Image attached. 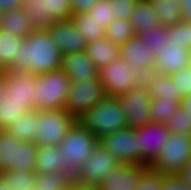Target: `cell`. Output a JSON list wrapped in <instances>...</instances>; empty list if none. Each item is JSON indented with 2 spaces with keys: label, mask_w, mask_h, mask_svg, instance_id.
<instances>
[{
  "label": "cell",
  "mask_w": 191,
  "mask_h": 190,
  "mask_svg": "<svg viewBox=\"0 0 191 190\" xmlns=\"http://www.w3.org/2000/svg\"><path fill=\"white\" fill-rule=\"evenodd\" d=\"M62 53L46 29L33 30L19 45L18 71L34 74L61 68Z\"/></svg>",
  "instance_id": "1"
},
{
  "label": "cell",
  "mask_w": 191,
  "mask_h": 190,
  "mask_svg": "<svg viewBox=\"0 0 191 190\" xmlns=\"http://www.w3.org/2000/svg\"><path fill=\"white\" fill-rule=\"evenodd\" d=\"M77 121L98 139L128 126L121 104L114 96H105Z\"/></svg>",
  "instance_id": "2"
},
{
  "label": "cell",
  "mask_w": 191,
  "mask_h": 190,
  "mask_svg": "<svg viewBox=\"0 0 191 190\" xmlns=\"http://www.w3.org/2000/svg\"><path fill=\"white\" fill-rule=\"evenodd\" d=\"M71 82L61 69L36 74L35 109H63Z\"/></svg>",
  "instance_id": "3"
},
{
  "label": "cell",
  "mask_w": 191,
  "mask_h": 190,
  "mask_svg": "<svg viewBox=\"0 0 191 190\" xmlns=\"http://www.w3.org/2000/svg\"><path fill=\"white\" fill-rule=\"evenodd\" d=\"M145 75L142 70L133 67L121 57L98 69V77L105 89L106 96L117 97L124 92L142 86Z\"/></svg>",
  "instance_id": "4"
},
{
  "label": "cell",
  "mask_w": 191,
  "mask_h": 190,
  "mask_svg": "<svg viewBox=\"0 0 191 190\" xmlns=\"http://www.w3.org/2000/svg\"><path fill=\"white\" fill-rule=\"evenodd\" d=\"M97 144L98 138L76 120L58 144L66 158V173L73 178Z\"/></svg>",
  "instance_id": "5"
},
{
  "label": "cell",
  "mask_w": 191,
  "mask_h": 190,
  "mask_svg": "<svg viewBox=\"0 0 191 190\" xmlns=\"http://www.w3.org/2000/svg\"><path fill=\"white\" fill-rule=\"evenodd\" d=\"M37 144L20 141L7 130H0V173L20 169L35 172Z\"/></svg>",
  "instance_id": "6"
},
{
  "label": "cell",
  "mask_w": 191,
  "mask_h": 190,
  "mask_svg": "<svg viewBox=\"0 0 191 190\" xmlns=\"http://www.w3.org/2000/svg\"><path fill=\"white\" fill-rule=\"evenodd\" d=\"M191 158V134L170 132L161 152L149 166L155 172L178 175Z\"/></svg>",
  "instance_id": "7"
},
{
  "label": "cell",
  "mask_w": 191,
  "mask_h": 190,
  "mask_svg": "<svg viewBox=\"0 0 191 190\" xmlns=\"http://www.w3.org/2000/svg\"><path fill=\"white\" fill-rule=\"evenodd\" d=\"M76 119L65 109L37 110L34 143L58 146Z\"/></svg>",
  "instance_id": "8"
},
{
  "label": "cell",
  "mask_w": 191,
  "mask_h": 190,
  "mask_svg": "<svg viewBox=\"0 0 191 190\" xmlns=\"http://www.w3.org/2000/svg\"><path fill=\"white\" fill-rule=\"evenodd\" d=\"M21 8L33 30L47 29L71 17V0H24Z\"/></svg>",
  "instance_id": "9"
},
{
  "label": "cell",
  "mask_w": 191,
  "mask_h": 190,
  "mask_svg": "<svg viewBox=\"0 0 191 190\" xmlns=\"http://www.w3.org/2000/svg\"><path fill=\"white\" fill-rule=\"evenodd\" d=\"M105 96V89L98 76L86 81L71 82L64 109L77 120Z\"/></svg>",
  "instance_id": "10"
},
{
  "label": "cell",
  "mask_w": 191,
  "mask_h": 190,
  "mask_svg": "<svg viewBox=\"0 0 191 190\" xmlns=\"http://www.w3.org/2000/svg\"><path fill=\"white\" fill-rule=\"evenodd\" d=\"M98 143L120 163L144 164L137 143V128L129 126L98 139Z\"/></svg>",
  "instance_id": "11"
},
{
  "label": "cell",
  "mask_w": 191,
  "mask_h": 190,
  "mask_svg": "<svg viewBox=\"0 0 191 190\" xmlns=\"http://www.w3.org/2000/svg\"><path fill=\"white\" fill-rule=\"evenodd\" d=\"M119 164V160L98 143L84 163L78 168V172L73 177V182L85 185H98Z\"/></svg>",
  "instance_id": "12"
},
{
  "label": "cell",
  "mask_w": 191,
  "mask_h": 190,
  "mask_svg": "<svg viewBox=\"0 0 191 190\" xmlns=\"http://www.w3.org/2000/svg\"><path fill=\"white\" fill-rule=\"evenodd\" d=\"M117 99L121 104L122 112L126 115L129 127L137 128L152 121L149 113L152 98L144 84L120 94Z\"/></svg>",
  "instance_id": "13"
},
{
  "label": "cell",
  "mask_w": 191,
  "mask_h": 190,
  "mask_svg": "<svg viewBox=\"0 0 191 190\" xmlns=\"http://www.w3.org/2000/svg\"><path fill=\"white\" fill-rule=\"evenodd\" d=\"M169 134V129L160 122L151 121L137 127V143L141 152V161L148 167L158 157Z\"/></svg>",
  "instance_id": "14"
},
{
  "label": "cell",
  "mask_w": 191,
  "mask_h": 190,
  "mask_svg": "<svg viewBox=\"0 0 191 190\" xmlns=\"http://www.w3.org/2000/svg\"><path fill=\"white\" fill-rule=\"evenodd\" d=\"M36 74L29 71L6 70V95L28 109H35L34 82Z\"/></svg>",
  "instance_id": "15"
},
{
  "label": "cell",
  "mask_w": 191,
  "mask_h": 190,
  "mask_svg": "<svg viewBox=\"0 0 191 190\" xmlns=\"http://www.w3.org/2000/svg\"><path fill=\"white\" fill-rule=\"evenodd\" d=\"M62 54L84 51L87 41L71 18L56 21L46 29Z\"/></svg>",
  "instance_id": "16"
},
{
  "label": "cell",
  "mask_w": 191,
  "mask_h": 190,
  "mask_svg": "<svg viewBox=\"0 0 191 190\" xmlns=\"http://www.w3.org/2000/svg\"><path fill=\"white\" fill-rule=\"evenodd\" d=\"M190 50L174 41H165L155 55L153 72L158 74H171L187 67L190 60Z\"/></svg>",
  "instance_id": "17"
},
{
  "label": "cell",
  "mask_w": 191,
  "mask_h": 190,
  "mask_svg": "<svg viewBox=\"0 0 191 190\" xmlns=\"http://www.w3.org/2000/svg\"><path fill=\"white\" fill-rule=\"evenodd\" d=\"M146 164L120 163L98 184L100 190H134Z\"/></svg>",
  "instance_id": "18"
},
{
  "label": "cell",
  "mask_w": 191,
  "mask_h": 190,
  "mask_svg": "<svg viewBox=\"0 0 191 190\" xmlns=\"http://www.w3.org/2000/svg\"><path fill=\"white\" fill-rule=\"evenodd\" d=\"M120 57L125 62L131 64L135 68H139L145 74L152 72L155 63V54L148 49L138 35L128 39L125 43L120 44Z\"/></svg>",
  "instance_id": "19"
},
{
  "label": "cell",
  "mask_w": 191,
  "mask_h": 190,
  "mask_svg": "<svg viewBox=\"0 0 191 190\" xmlns=\"http://www.w3.org/2000/svg\"><path fill=\"white\" fill-rule=\"evenodd\" d=\"M60 69L72 82L86 81L98 76V68L84 51L62 54Z\"/></svg>",
  "instance_id": "20"
},
{
  "label": "cell",
  "mask_w": 191,
  "mask_h": 190,
  "mask_svg": "<svg viewBox=\"0 0 191 190\" xmlns=\"http://www.w3.org/2000/svg\"><path fill=\"white\" fill-rule=\"evenodd\" d=\"M144 85L151 98L172 99L177 102H181L183 98L170 74H158L152 71L145 75Z\"/></svg>",
  "instance_id": "21"
},
{
  "label": "cell",
  "mask_w": 191,
  "mask_h": 190,
  "mask_svg": "<svg viewBox=\"0 0 191 190\" xmlns=\"http://www.w3.org/2000/svg\"><path fill=\"white\" fill-rule=\"evenodd\" d=\"M35 173L66 172V158L61 154L59 146L37 144Z\"/></svg>",
  "instance_id": "22"
},
{
  "label": "cell",
  "mask_w": 191,
  "mask_h": 190,
  "mask_svg": "<svg viewBox=\"0 0 191 190\" xmlns=\"http://www.w3.org/2000/svg\"><path fill=\"white\" fill-rule=\"evenodd\" d=\"M84 52L98 69L120 57L119 45L106 37L88 42Z\"/></svg>",
  "instance_id": "23"
},
{
  "label": "cell",
  "mask_w": 191,
  "mask_h": 190,
  "mask_svg": "<svg viewBox=\"0 0 191 190\" xmlns=\"http://www.w3.org/2000/svg\"><path fill=\"white\" fill-rule=\"evenodd\" d=\"M24 39L0 29V71L18 70L19 45Z\"/></svg>",
  "instance_id": "24"
},
{
  "label": "cell",
  "mask_w": 191,
  "mask_h": 190,
  "mask_svg": "<svg viewBox=\"0 0 191 190\" xmlns=\"http://www.w3.org/2000/svg\"><path fill=\"white\" fill-rule=\"evenodd\" d=\"M0 29L14 36L25 37L33 28L21 7L1 11Z\"/></svg>",
  "instance_id": "25"
},
{
  "label": "cell",
  "mask_w": 191,
  "mask_h": 190,
  "mask_svg": "<svg viewBox=\"0 0 191 190\" xmlns=\"http://www.w3.org/2000/svg\"><path fill=\"white\" fill-rule=\"evenodd\" d=\"M129 20L136 35L160 24L158 15L149 0H139L130 12Z\"/></svg>",
  "instance_id": "26"
},
{
  "label": "cell",
  "mask_w": 191,
  "mask_h": 190,
  "mask_svg": "<svg viewBox=\"0 0 191 190\" xmlns=\"http://www.w3.org/2000/svg\"><path fill=\"white\" fill-rule=\"evenodd\" d=\"M37 109L27 110L25 113L18 115L6 130L11 133L15 138L20 141L34 142L36 135V122Z\"/></svg>",
  "instance_id": "27"
},
{
  "label": "cell",
  "mask_w": 191,
  "mask_h": 190,
  "mask_svg": "<svg viewBox=\"0 0 191 190\" xmlns=\"http://www.w3.org/2000/svg\"><path fill=\"white\" fill-rule=\"evenodd\" d=\"M72 182L64 171L35 173L33 190H69Z\"/></svg>",
  "instance_id": "28"
},
{
  "label": "cell",
  "mask_w": 191,
  "mask_h": 190,
  "mask_svg": "<svg viewBox=\"0 0 191 190\" xmlns=\"http://www.w3.org/2000/svg\"><path fill=\"white\" fill-rule=\"evenodd\" d=\"M70 18L87 43L105 37V28L87 12L77 13Z\"/></svg>",
  "instance_id": "29"
},
{
  "label": "cell",
  "mask_w": 191,
  "mask_h": 190,
  "mask_svg": "<svg viewBox=\"0 0 191 190\" xmlns=\"http://www.w3.org/2000/svg\"><path fill=\"white\" fill-rule=\"evenodd\" d=\"M161 25L170 26L182 20L180 4L176 0H149Z\"/></svg>",
  "instance_id": "30"
},
{
  "label": "cell",
  "mask_w": 191,
  "mask_h": 190,
  "mask_svg": "<svg viewBox=\"0 0 191 190\" xmlns=\"http://www.w3.org/2000/svg\"><path fill=\"white\" fill-rule=\"evenodd\" d=\"M105 37L118 45L135 36L133 25L129 19H113L104 29Z\"/></svg>",
  "instance_id": "31"
},
{
  "label": "cell",
  "mask_w": 191,
  "mask_h": 190,
  "mask_svg": "<svg viewBox=\"0 0 191 190\" xmlns=\"http://www.w3.org/2000/svg\"><path fill=\"white\" fill-rule=\"evenodd\" d=\"M181 108V102L172 99L152 98L149 113L153 122L165 123L168 117Z\"/></svg>",
  "instance_id": "32"
},
{
  "label": "cell",
  "mask_w": 191,
  "mask_h": 190,
  "mask_svg": "<svg viewBox=\"0 0 191 190\" xmlns=\"http://www.w3.org/2000/svg\"><path fill=\"white\" fill-rule=\"evenodd\" d=\"M28 109L24 104L11 100L9 96L6 95L0 101V129L6 130L10 125L17 120V116L25 113Z\"/></svg>",
  "instance_id": "33"
},
{
  "label": "cell",
  "mask_w": 191,
  "mask_h": 190,
  "mask_svg": "<svg viewBox=\"0 0 191 190\" xmlns=\"http://www.w3.org/2000/svg\"><path fill=\"white\" fill-rule=\"evenodd\" d=\"M155 55L159 53L161 45L167 41L168 27L159 24L137 34Z\"/></svg>",
  "instance_id": "34"
},
{
  "label": "cell",
  "mask_w": 191,
  "mask_h": 190,
  "mask_svg": "<svg viewBox=\"0 0 191 190\" xmlns=\"http://www.w3.org/2000/svg\"><path fill=\"white\" fill-rule=\"evenodd\" d=\"M1 175L11 184L12 190H33L35 172L13 169L2 172Z\"/></svg>",
  "instance_id": "35"
},
{
  "label": "cell",
  "mask_w": 191,
  "mask_h": 190,
  "mask_svg": "<svg viewBox=\"0 0 191 190\" xmlns=\"http://www.w3.org/2000/svg\"><path fill=\"white\" fill-rule=\"evenodd\" d=\"M167 27V41H174L191 51V21L181 20Z\"/></svg>",
  "instance_id": "36"
},
{
  "label": "cell",
  "mask_w": 191,
  "mask_h": 190,
  "mask_svg": "<svg viewBox=\"0 0 191 190\" xmlns=\"http://www.w3.org/2000/svg\"><path fill=\"white\" fill-rule=\"evenodd\" d=\"M166 174L155 172L147 167L139 176V181L134 190H161Z\"/></svg>",
  "instance_id": "37"
},
{
  "label": "cell",
  "mask_w": 191,
  "mask_h": 190,
  "mask_svg": "<svg viewBox=\"0 0 191 190\" xmlns=\"http://www.w3.org/2000/svg\"><path fill=\"white\" fill-rule=\"evenodd\" d=\"M87 13L104 28L113 20L112 3L110 0H98Z\"/></svg>",
  "instance_id": "38"
},
{
  "label": "cell",
  "mask_w": 191,
  "mask_h": 190,
  "mask_svg": "<svg viewBox=\"0 0 191 190\" xmlns=\"http://www.w3.org/2000/svg\"><path fill=\"white\" fill-rule=\"evenodd\" d=\"M164 125L170 132H179L182 134H191V120L182 108L175 114L168 117Z\"/></svg>",
  "instance_id": "39"
},
{
  "label": "cell",
  "mask_w": 191,
  "mask_h": 190,
  "mask_svg": "<svg viewBox=\"0 0 191 190\" xmlns=\"http://www.w3.org/2000/svg\"><path fill=\"white\" fill-rule=\"evenodd\" d=\"M170 76L182 96L191 94V68L189 66L171 73Z\"/></svg>",
  "instance_id": "40"
},
{
  "label": "cell",
  "mask_w": 191,
  "mask_h": 190,
  "mask_svg": "<svg viewBox=\"0 0 191 190\" xmlns=\"http://www.w3.org/2000/svg\"><path fill=\"white\" fill-rule=\"evenodd\" d=\"M112 3L113 19H129L130 12L139 0H110Z\"/></svg>",
  "instance_id": "41"
},
{
  "label": "cell",
  "mask_w": 191,
  "mask_h": 190,
  "mask_svg": "<svg viewBox=\"0 0 191 190\" xmlns=\"http://www.w3.org/2000/svg\"><path fill=\"white\" fill-rule=\"evenodd\" d=\"M161 190H191V187L179 175H166Z\"/></svg>",
  "instance_id": "42"
},
{
  "label": "cell",
  "mask_w": 191,
  "mask_h": 190,
  "mask_svg": "<svg viewBox=\"0 0 191 190\" xmlns=\"http://www.w3.org/2000/svg\"><path fill=\"white\" fill-rule=\"evenodd\" d=\"M98 0H71V16L87 12Z\"/></svg>",
  "instance_id": "43"
},
{
  "label": "cell",
  "mask_w": 191,
  "mask_h": 190,
  "mask_svg": "<svg viewBox=\"0 0 191 190\" xmlns=\"http://www.w3.org/2000/svg\"><path fill=\"white\" fill-rule=\"evenodd\" d=\"M182 20L191 21V0H180Z\"/></svg>",
  "instance_id": "44"
},
{
  "label": "cell",
  "mask_w": 191,
  "mask_h": 190,
  "mask_svg": "<svg viewBox=\"0 0 191 190\" xmlns=\"http://www.w3.org/2000/svg\"><path fill=\"white\" fill-rule=\"evenodd\" d=\"M24 0H0V11L21 7Z\"/></svg>",
  "instance_id": "45"
},
{
  "label": "cell",
  "mask_w": 191,
  "mask_h": 190,
  "mask_svg": "<svg viewBox=\"0 0 191 190\" xmlns=\"http://www.w3.org/2000/svg\"><path fill=\"white\" fill-rule=\"evenodd\" d=\"M178 175L191 187V158L185 163Z\"/></svg>",
  "instance_id": "46"
},
{
  "label": "cell",
  "mask_w": 191,
  "mask_h": 190,
  "mask_svg": "<svg viewBox=\"0 0 191 190\" xmlns=\"http://www.w3.org/2000/svg\"><path fill=\"white\" fill-rule=\"evenodd\" d=\"M181 108L187 112V115L191 120V94L183 96L181 99Z\"/></svg>",
  "instance_id": "47"
},
{
  "label": "cell",
  "mask_w": 191,
  "mask_h": 190,
  "mask_svg": "<svg viewBox=\"0 0 191 190\" xmlns=\"http://www.w3.org/2000/svg\"><path fill=\"white\" fill-rule=\"evenodd\" d=\"M6 97V70L0 71V101Z\"/></svg>",
  "instance_id": "48"
},
{
  "label": "cell",
  "mask_w": 191,
  "mask_h": 190,
  "mask_svg": "<svg viewBox=\"0 0 191 190\" xmlns=\"http://www.w3.org/2000/svg\"><path fill=\"white\" fill-rule=\"evenodd\" d=\"M69 190H100V189L98 185H85L72 182Z\"/></svg>",
  "instance_id": "49"
},
{
  "label": "cell",
  "mask_w": 191,
  "mask_h": 190,
  "mask_svg": "<svg viewBox=\"0 0 191 190\" xmlns=\"http://www.w3.org/2000/svg\"><path fill=\"white\" fill-rule=\"evenodd\" d=\"M0 190H12L11 184L0 174Z\"/></svg>",
  "instance_id": "50"
},
{
  "label": "cell",
  "mask_w": 191,
  "mask_h": 190,
  "mask_svg": "<svg viewBox=\"0 0 191 190\" xmlns=\"http://www.w3.org/2000/svg\"><path fill=\"white\" fill-rule=\"evenodd\" d=\"M188 66L191 68V52H190V60Z\"/></svg>",
  "instance_id": "51"
}]
</instances>
